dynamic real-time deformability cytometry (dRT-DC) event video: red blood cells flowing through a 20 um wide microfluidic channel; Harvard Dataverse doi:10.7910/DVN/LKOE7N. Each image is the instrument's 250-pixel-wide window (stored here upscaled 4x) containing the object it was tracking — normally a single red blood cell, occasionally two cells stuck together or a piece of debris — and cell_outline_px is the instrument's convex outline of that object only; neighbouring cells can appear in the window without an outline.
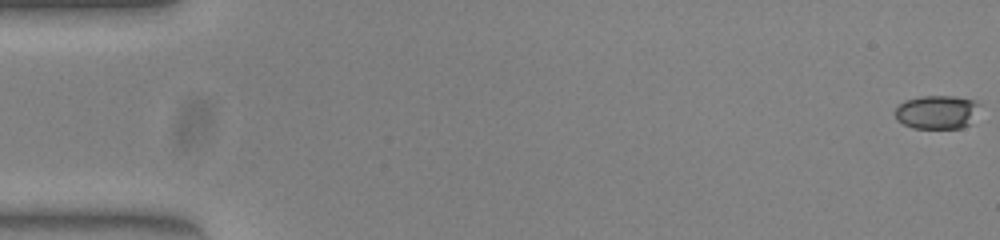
{"species": "common noctule bat (a hibernating species)", "species_latin": "Nyctalus noctula", "temperature_condition": "warm", "stored_images_in_passage": 52, "camera_frame_rate_fps": 3000, "um_per_image_px": 0.085, "animal": {"sex": "female", "body_mass_g": 23.0, "forearm_length_mm": 53.4}, "frame": {"image": 1, "passage_image": 1, "time_ms": 0.0, "image_size_px": [1000, 240], "cell_outline_px": [[980, 104], [968, 124], [960, 128], [912, 128], [896, 120], [896, 108], [904, 100], [920, 96], [952, 96], [976, 100]], "centroid_in_image_um": [79.6, 9.51], "position_along_channel_um": 5.4, "area_um2": 16.42}}
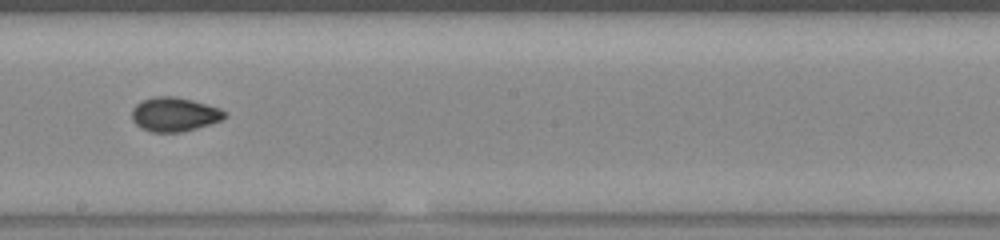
{"frame": {"image": 2, "passage_image": 30, "time_ms": 9.667, "image_size_px": [1000, 240], "cell_outline_px": [[228, 116], [220, 120], [196, 128], [180, 132], [152, 132], [140, 128], [132, 120], [132, 108], [136, 104], [144, 100], [156, 96], [172, 96], [192, 100], [220, 108]], "centroid_in_image_um": [14.8, 9.72], "position_along_channel_um": 233.4, "area_um2": 18.26}}
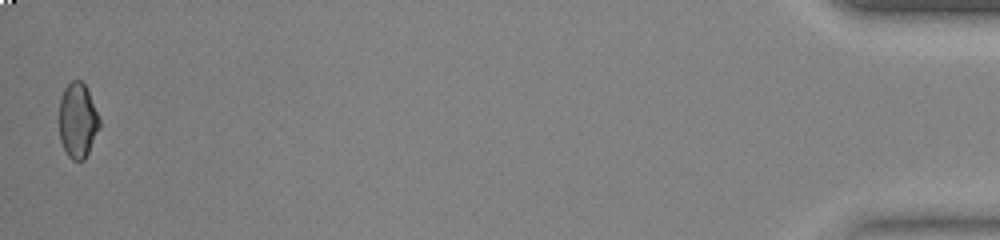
{"frame": {"image": 3, "passage_image": 52, "time_ms": 17.0, "image_size_px": [1000, 240], "cell_outline_px": [[100, 128], [84, 160], [72, 160], [68, 156], [60, 140], [60, 96], [64, 88], [72, 80], [80, 80], [84, 84], [88, 92], [100, 120]], "centroid_in_image_um": [6.6, 10.25], "position_along_channel_um": 428.6, "area_um2": 17.4}, "authors_computed_cell_mechanics": {"area_um2": 17.7446, "velocity_mm_per_s": 3.9909, "shape_relaxation_time_tau1_ms": null, "shape_relaxation_time_tau2_ms": 1.3848, "deformation_change_tau1": null, "deformation_change_tau2": 0.0414}}